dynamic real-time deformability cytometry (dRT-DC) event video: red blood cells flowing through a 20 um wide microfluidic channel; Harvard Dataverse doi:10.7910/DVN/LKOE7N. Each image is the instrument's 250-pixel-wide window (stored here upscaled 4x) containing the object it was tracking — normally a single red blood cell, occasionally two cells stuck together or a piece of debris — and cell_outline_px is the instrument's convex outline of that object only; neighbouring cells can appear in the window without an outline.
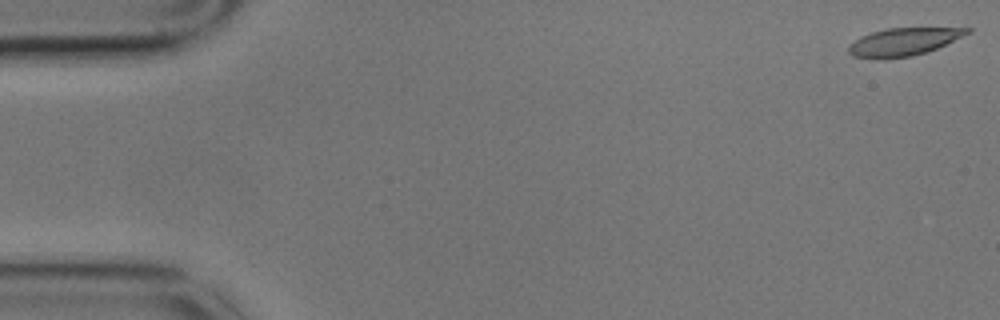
{"species": "common noctule bat (a hibernating species)", "species_latin": "Nyctalus noctula", "temperature_condition": "cold", "stored_images_in_passage": 48, "camera_frame_rate_fps": 3000, "um_per_image_px": 0.085, "animal": {"sex": "male", "body_mass_g": 17.9}, "frame": {"image": 1, "passage_image": 1, "time_ms": 0.0, "image_size_px": [1000, 320], "cell_outline_px": [[972, 32], [936, 48], [912, 56], [880, 60], [852, 56], [848, 52], [848, 48], [860, 36], [872, 32], [888, 28], [972, 28]], "centroid_in_image_um": [76.77, 3.57], "position_along_channel_um": 8.2, "area_um2": 19.07}}
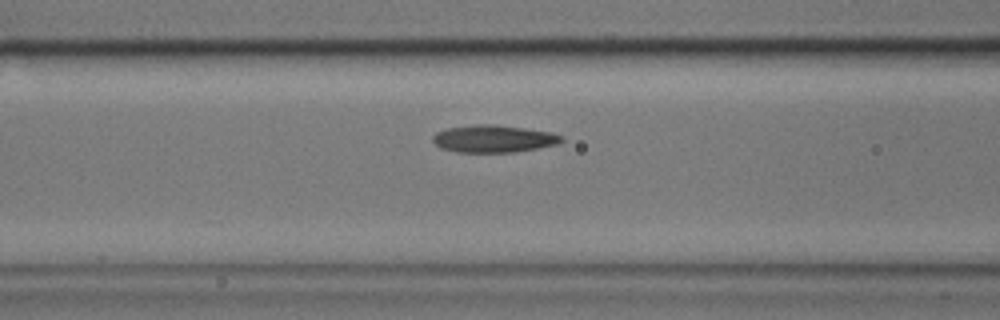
{"frame": {"image": 2, "passage_image": 23, "time_ms": 7.333, "image_size_px": [1000, 320], "cell_outline_px": [[564, 140], [560, 144], [516, 152], [456, 152], [440, 148], [432, 140], [432, 136], [436, 132], [448, 128], [476, 124], [496, 124], [552, 132], [564, 136]], "centroid_in_image_um": [41.99, 11.79], "position_along_channel_um": 124.6, "area_um2": 20.75}}
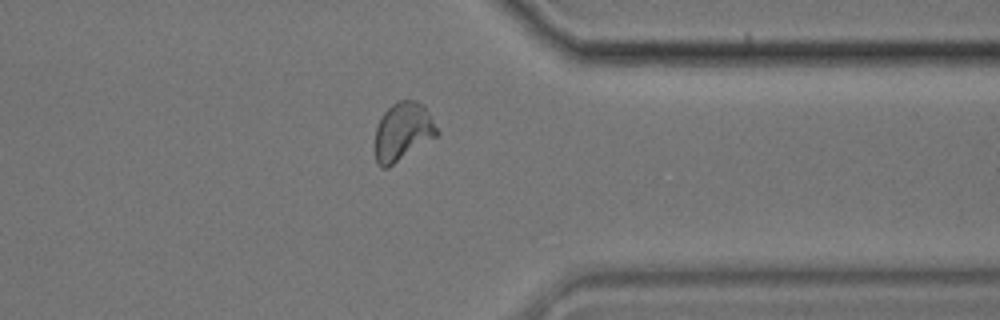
{"frame": {"image": 3, "passage_image": 46, "time_ms": 15.0, "image_size_px": [1000, 320], "cell_outline_px": [[440, 132], [436, 136], [388, 168], [384, 168], [376, 164], [372, 148], [372, 144], [376, 128], [380, 116], [392, 104], [400, 100], [416, 100], [424, 104]], "centroid_in_image_um": [34.18, 11.2], "position_along_channel_um": 377.2, "area_um2": 21.56}}